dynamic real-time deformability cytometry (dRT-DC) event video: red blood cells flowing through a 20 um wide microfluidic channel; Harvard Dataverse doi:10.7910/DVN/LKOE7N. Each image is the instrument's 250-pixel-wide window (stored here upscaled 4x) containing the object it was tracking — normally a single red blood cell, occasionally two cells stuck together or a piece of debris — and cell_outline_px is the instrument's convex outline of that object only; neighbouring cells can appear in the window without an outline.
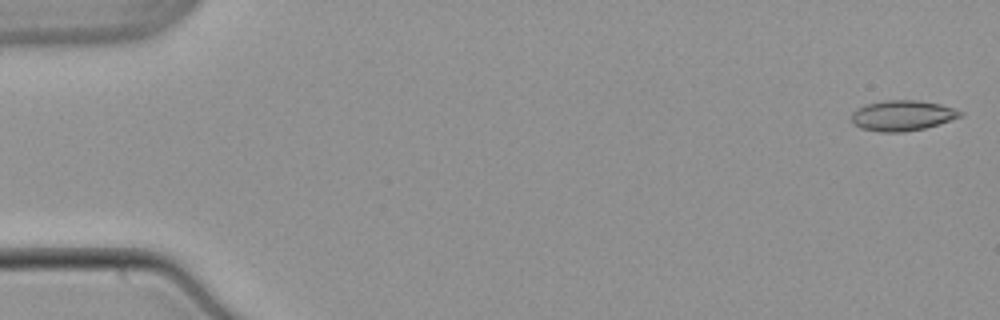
{"species": "common noctule bat (a hibernating species)", "species_latin": "Nyctalus noctula", "temperature_condition": "warm", "stored_images_in_passage": 53, "camera_frame_rate_fps": 3000, "um_per_image_px": 0.085, "animal": {"sex": "male", "body_mass_g": 21.5, "forearm_length_mm": 52.0}, "frame": {"image": 1, "passage_image": 1, "time_ms": 0.0, "image_size_px": [1000, 320], "cell_outline_px": [[964, 112], [960, 116], [940, 124], [924, 128], [904, 132], [880, 132], [860, 128], [852, 120], [852, 112], [856, 108], [868, 104], [884, 100], [916, 100], [940, 104]], "centroid_in_image_um": [76.69, 9.82], "position_along_channel_um": 8.3, "area_um2": 19.13}}
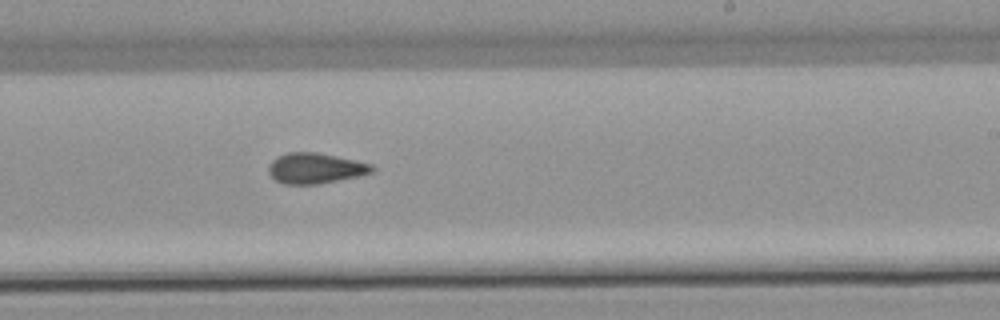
{"frame": {"image": 2, "passage_image": 32, "time_ms": 10.333, "image_size_px": [1000, 320], "cell_outline_px": [[376, 168], [372, 172], [356, 176], [316, 184], [284, 184], [276, 180], [268, 172], [268, 168], [272, 160], [276, 156], [288, 152], [316, 152], [356, 160], [372, 164]], "centroid_in_image_um": [26.78, 14.29], "position_along_channel_um": 262.2, "area_um2": 18.26}}
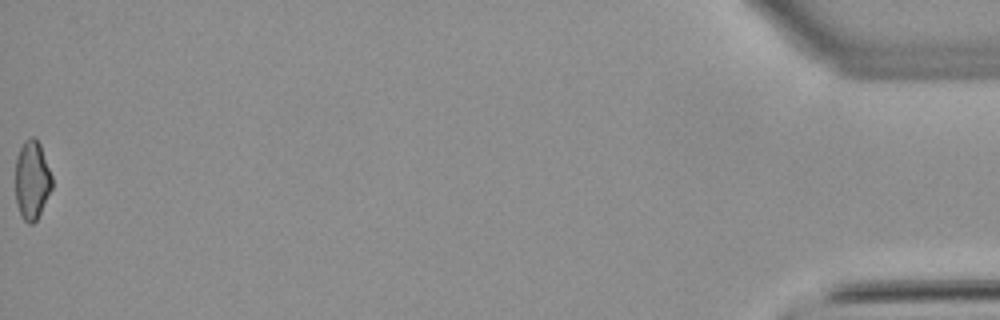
{"frame": {"image": 3, "passage_image": 53, "time_ms": 17.333, "image_size_px": [1000, 320], "cell_outline_px": [[52, 188], [36, 220], [32, 224], [28, 224], [24, 220], [20, 212], [16, 200], [16, 156], [24, 140], [32, 136], [36, 136], [40, 144], [52, 176]], "centroid_in_image_um": [2.72, 15.26], "position_along_channel_um": 432.5, "area_um2": 16.7}, "authors_computed_cell_mechanics": {"area_um2": 18.3226, "velocity_mm_per_s": 3.8833, "shape_relaxation_time_tau1_ms": null, "shape_relaxation_time_tau2_ms": 2.8787, "deformation_change_tau1": null, "deformation_change_tau2": 0.0824}}